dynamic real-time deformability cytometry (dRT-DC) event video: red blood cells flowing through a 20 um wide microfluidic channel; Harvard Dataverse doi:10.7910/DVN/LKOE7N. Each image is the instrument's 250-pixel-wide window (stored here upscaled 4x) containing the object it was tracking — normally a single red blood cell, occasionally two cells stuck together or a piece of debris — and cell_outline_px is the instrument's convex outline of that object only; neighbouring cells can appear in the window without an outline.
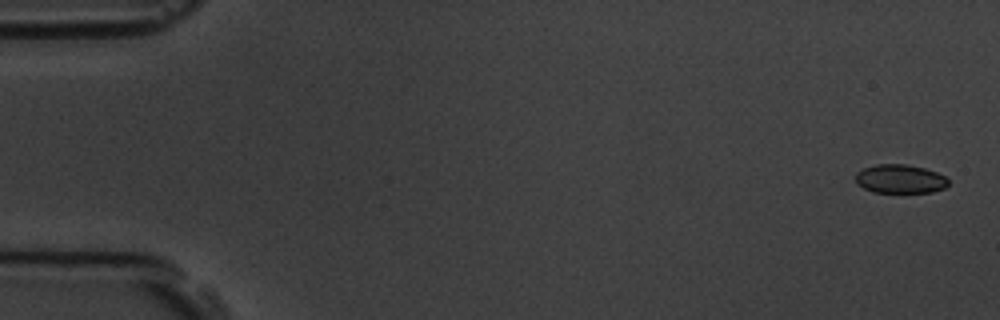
{"species": "common noctule bat (a hibernating species)", "species_latin": "Nyctalus noctula", "temperature_condition": "room temperature", "stored_images_in_passage": 5, "camera_frame_rate_fps": 3000, "um_per_image_px": 0.085, "animal": {"sex": "male", "body_mass_g": 19.5, "forearm_length_mm": 54.6}, "frame": {"image": 1, "passage_image": 1, "time_ms": 0.0, "image_size_px": [1000, 320], "cell_outline_px": [[948, 184], [944, 188], [932, 192], [872, 192], [856, 184], [856, 172], [864, 168], [876, 164], [908, 164], [924, 168], [936, 172], [944, 176], [948, 180]], "centroid_in_image_um": [76.49, 15.2], "position_along_channel_um": 8.5, "area_um2": 15.55}}